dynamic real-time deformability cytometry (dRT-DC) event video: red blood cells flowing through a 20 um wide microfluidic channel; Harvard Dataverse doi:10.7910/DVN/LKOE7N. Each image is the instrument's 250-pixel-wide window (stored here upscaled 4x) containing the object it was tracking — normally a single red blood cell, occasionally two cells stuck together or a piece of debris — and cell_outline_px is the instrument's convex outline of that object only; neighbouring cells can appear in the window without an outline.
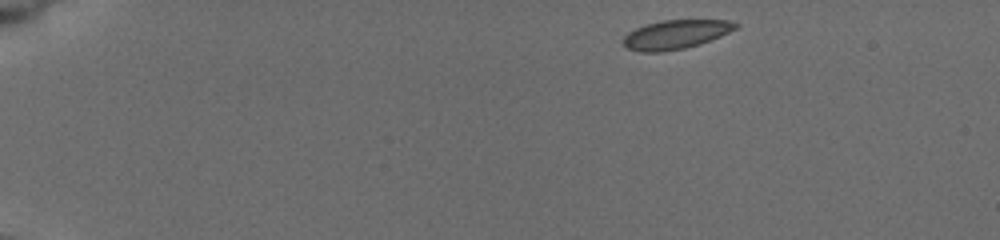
{"species": "common noctule bat (a hibernating species)", "species_latin": "Nyctalus noctula", "temperature_condition": "cold", "stored_images_in_passage": 81, "camera_frame_rate_fps": 3000, "um_per_image_px": 0.085, "animal": {"sex": "female", "body_mass_g": 19.5, "forearm_length_mm": 54.1}, "frame": {"image": 1, "passage_image": 1, "time_ms": 0.0, "image_size_px": [1000, 240], "cell_outline_px": [[740, 24], [736, 28], [720, 36], [700, 44], [684, 48], [664, 52], [640, 52], [628, 48], [624, 44], [624, 36], [628, 32], [636, 28], [648, 24], [664, 20], [728, 20]], "centroid_in_image_um": [57.44, 2.93], "position_along_channel_um": 27.6, "area_um2": 18.79}}
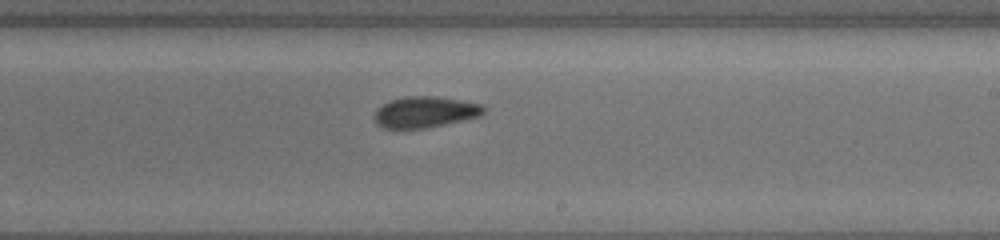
{"frame": {"image": 2, "passage_image": 35, "time_ms": 8.667, "image_size_px": [1000, 240], "cell_outline_px": [[488, 108], [480, 116], [444, 124], [424, 128], [384, 128], [376, 124], [376, 108], [388, 100], [404, 96], [436, 96], [484, 104]], "centroid_in_image_um": [36.15, 9.5], "position_along_channel_um": 252.9, "area_um2": 19.88}}
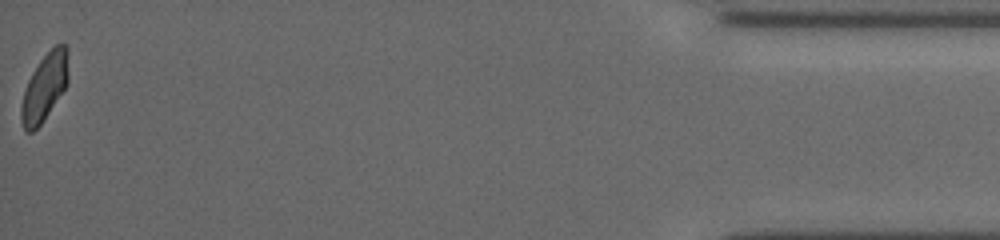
{"frame": {"image": 3, "passage_image": 80, "time_ms": 15.333, "image_size_px": [1000, 240], "cell_outline_px": [[68, 84], [44, 120], [32, 132], [24, 132], [20, 120], [20, 108], [24, 92], [28, 80], [32, 72], [40, 60], [56, 44], [64, 44], [68, 48]], "centroid_in_image_um": [3.79, 7.43], "position_along_channel_um": 431.4, "area_um2": 18.61}, "authors_computed_cell_mechanics": {"area_um2": 19.7098, "velocity_mm_per_s": 3.8449, "shape_relaxation_time_tau1_ms": 4.0402, "shape_relaxation_time_tau2_ms": 2.447, "deformation_change_tau1": 0.1006, "deformation_change_tau2": 0.0746}}